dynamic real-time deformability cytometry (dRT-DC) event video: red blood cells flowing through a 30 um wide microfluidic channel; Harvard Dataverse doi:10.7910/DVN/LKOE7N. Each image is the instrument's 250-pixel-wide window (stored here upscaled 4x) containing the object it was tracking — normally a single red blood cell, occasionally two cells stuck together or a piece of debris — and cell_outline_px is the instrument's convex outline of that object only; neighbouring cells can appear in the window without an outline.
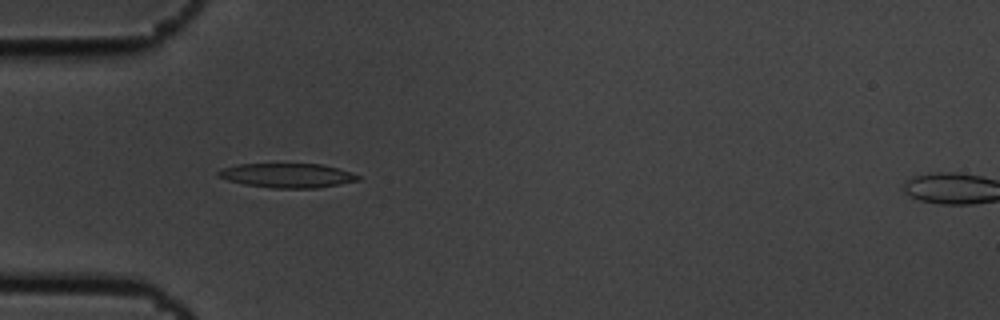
{"species": "common noctule bat (a hibernating species)", "species_latin": "Nyctalus noctula", "temperature_condition": "cold", "stored_images_in_passage": 5, "camera_frame_rate_fps": 3000, "um_per_image_px": 0.085, "animal": {"sex": "male", "body_mass_g": 19.5, "forearm_length_mm": 54.6}, "frame": {"image": 1, "passage_image": 4, "time_ms": 1.0, "image_size_px": [1000, 320], "cell_outline_px": [[360, 180], [340, 184], [316, 188], [272, 188], [244, 184], [228, 180], [216, 176], [216, 172], [224, 168], [236, 164], [324, 164], [340, 168], [360, 176]], "centroid_in_image_um": [24.43, 14.91], "position_along_channel_um": 60.6, "area_um2": 19.88}}
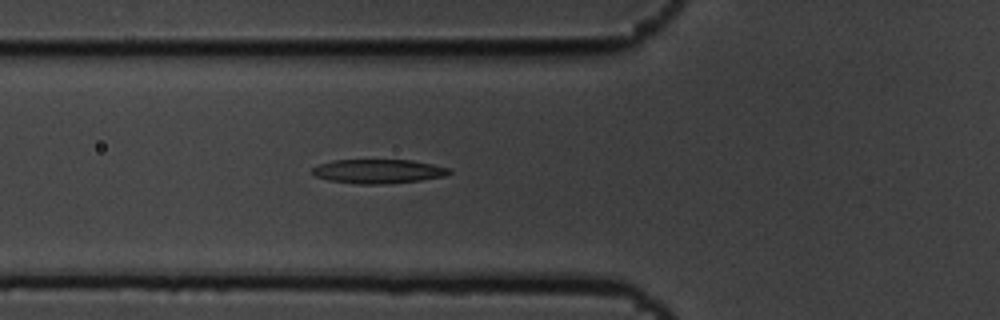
{"frame": {"image": 2, "passage_image": 5, "time_ms": 1.333, "image_size_px": [1000, 320], "cell_outline_px": [[452, 172], [444, 176], [420, 180], [384, 184], [360, 184], [328, 180], [316, 176], [312, 172], [312, 168], [320, 164], [332, 160], [412, 160], [452, 168]], "centroid_in_image_um": [32.18, 14.56], "position_along_channel_um": 93.6, "area_um2": 19.19}}